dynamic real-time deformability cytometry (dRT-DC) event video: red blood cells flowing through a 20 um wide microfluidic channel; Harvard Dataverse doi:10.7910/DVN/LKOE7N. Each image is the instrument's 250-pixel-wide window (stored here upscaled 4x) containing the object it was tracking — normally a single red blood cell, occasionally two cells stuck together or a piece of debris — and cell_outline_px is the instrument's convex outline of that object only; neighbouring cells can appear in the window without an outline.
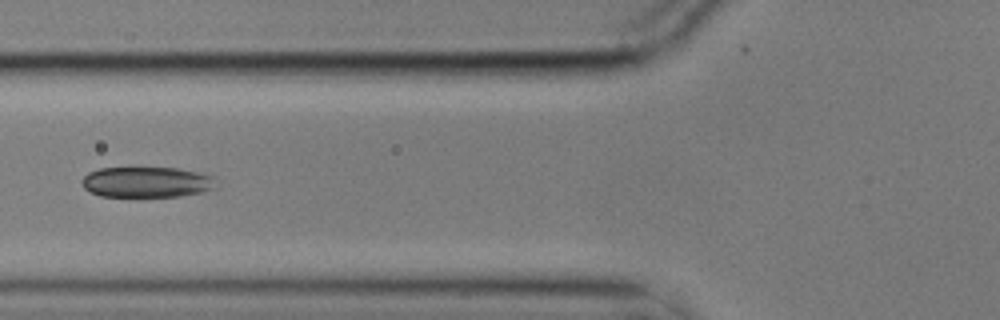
{"species": "common noctule bat (a hibernating species)", "species_latin": "Nyctalus noctula", "temperature_condition": "cold", "stored_images_in_passage": 12, "camera_frame_rate_fps": 3000, "um_per_image_px": 0.085, "animal": {"sex": "male", "body_mass_g": 17.9}, "frame": {"image": 1, "passage_image": 3, "time_ms": 0.667, "image_size_px": [1000, 320], "cell_outline_px": [[216, 176], [212, 188], [200, 192], [180, 196], [100, 196], [84, 188], [80, 180], [88, 172], [100, 168], [132, 164], [176, 168]], "centroid_in_image_um": [12.38, 15.41], "position_along_channel_um": 113.4, "area_um2": 24.8}}
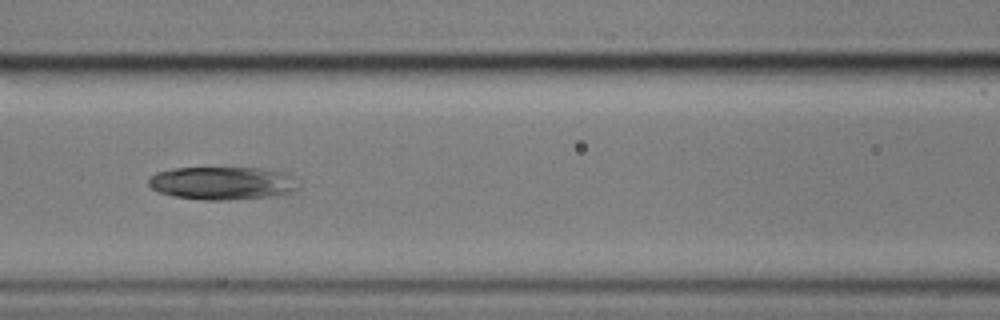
{"frame": {"image": 2, "passage_image": 4, "time_ms": 1.0, "image_size_px": [1000, 320], "cell_outline_px": [[300, 188], [292, 192], [268, 196], [232, 200], [204, 200], [172, 196], [160, 192], [152, 188], [148, 184], [148, 180], [156, 172], [172, 168], [260, 168], [288, 172], [292, 176]], "centroid_in_image_um": [18.91, 15.56], "position_along_channel_um": 147.7, "area_um2": 28.96}}